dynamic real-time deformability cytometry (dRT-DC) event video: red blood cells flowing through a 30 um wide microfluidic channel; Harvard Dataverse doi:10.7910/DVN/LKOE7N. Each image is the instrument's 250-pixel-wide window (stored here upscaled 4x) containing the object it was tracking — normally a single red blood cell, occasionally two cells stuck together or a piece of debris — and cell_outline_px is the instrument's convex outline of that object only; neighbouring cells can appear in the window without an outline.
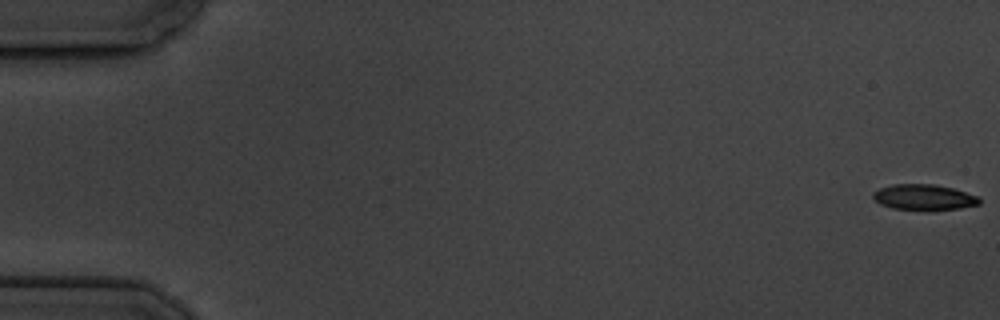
{"species": "common noctule bat (a hibernating species)", "species_latin": "Nyctalus noctula", "temperature_condition": "cold", "stored_images_in_passage": 7, "camera_frame_rate_fps": 3000, "um_per_image_px": 0.085, "animal": {"sex": "male", "body_mass_g": 19.5, "forearm_length_mm": 54.6}, "frame": {"image": 1, "passage_image": 1, "time_ms": 0.0, "image_size_px": [1000, 320], "cell_outline_px": [[980, 204], [960, 208], [928, 212], [892, 208], [880, 204], [872, 196], [872, 192], [880, 188], [892, 184], [936, 184], [952, 188], [980, 196]], "centroid_in_image_um": [78.55, 16.79], "position_along_channel_um": 6.4, "area_um2": 16.42}}
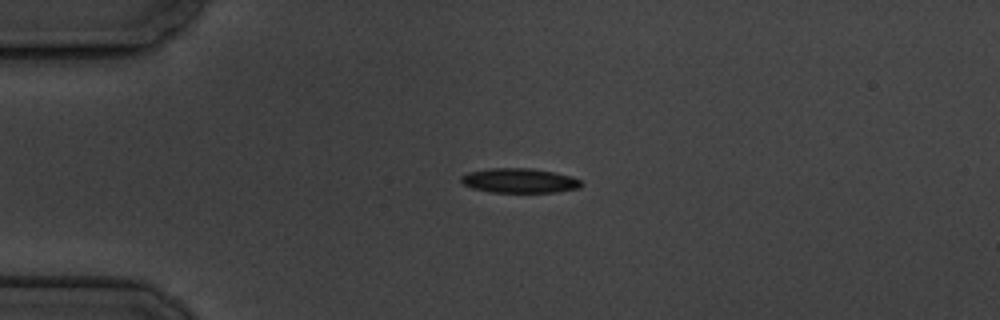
{"frame": {"image": 2, "passage_image": 5, "time_ms": 4.667, "image_size_px": [1000, 320], "cell_outline_px": [[584, 184], [580, 188], [556, 192], [492, 192], [472, 188], [464, 184], [460, 180], [460, 176], [468, 172], [488, 168], [532, 168], [556, 172], [572, 176], [580, 180]], "centroid_in_image_um": [44.18, 15.34], "position_along_channel_um": 40.8, "area_um2": 17.4}}